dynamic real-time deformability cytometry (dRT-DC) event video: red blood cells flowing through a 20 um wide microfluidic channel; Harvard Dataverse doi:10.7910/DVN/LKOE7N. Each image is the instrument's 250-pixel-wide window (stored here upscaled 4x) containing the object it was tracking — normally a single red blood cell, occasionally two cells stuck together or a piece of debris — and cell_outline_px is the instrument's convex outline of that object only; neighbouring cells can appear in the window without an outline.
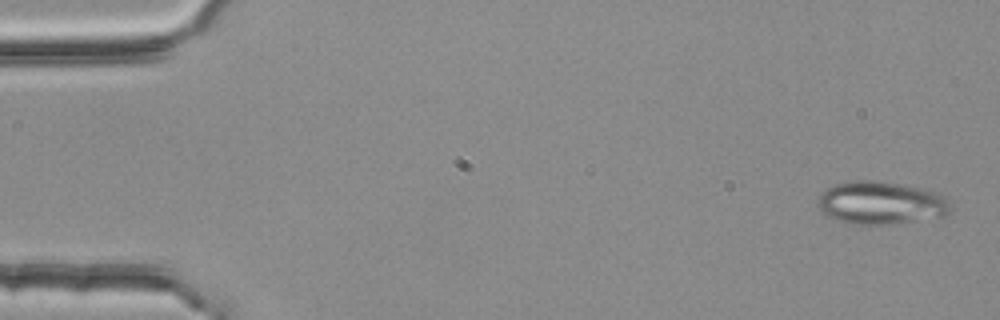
{"species": "common noctule bat (a hibernating species)", "species_latin": "Nyctalus noctula", "temperature_condition": "room temperature", "stored_images_in_passage": 4, "camera_frame_rate_fps": 3000, "um_per_image_px": 0.085, "animal": {"sex": "female", "body_mass_g": 25.1}, "frame": {"image": 1, "passage_image": 1, "time_ms": 0.0, "image_size_px": [1000, 320], "cell_outline_px": [[952, 204], [948, 212], [944, 216], [892, 224], [848, 224], [824, 216], [820, 208], [820, 192], [824, 188], [836, 184], [856, 180], [876, 180], [900, 184], [936, 192], [948, 196]], "centroid_in_image_um": [74.88, 17.25], "position_along_channel_um": 10.1, "area_um2": 33.35}}